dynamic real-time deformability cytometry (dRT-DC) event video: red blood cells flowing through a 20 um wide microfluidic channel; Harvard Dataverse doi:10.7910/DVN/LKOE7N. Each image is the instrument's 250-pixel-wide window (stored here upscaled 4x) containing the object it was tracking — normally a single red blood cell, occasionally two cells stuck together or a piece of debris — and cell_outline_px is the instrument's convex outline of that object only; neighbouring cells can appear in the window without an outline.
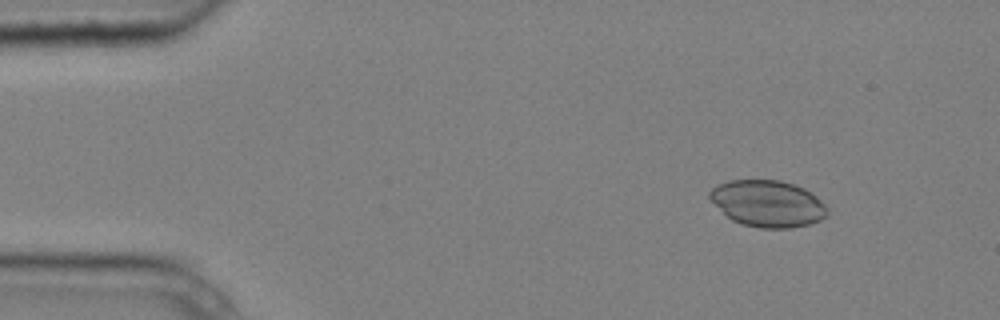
{"species": "common noctule bat (a hibernating species)", "species_latin": "Nyctalus noctula", "temperature_condition": "cold", "stored_images_in_passage": 7, "camera_frame_rate_fps": 3000, "um_per_image_px": 0.085, "animal": {"sex": "male", "body_mass_g": 20.4}, "frame": {"image": 1, "passage_image": 2, "time_ms": 0.333, "image_size_px": [1000, 320], "cell_outline_px": [[828, 212], [820, 220], [808, 224], [792, 228], [760, 228], [740, 224], [732, 220], [708, 196], [708, 192], [716, 184], [728, 180], [780, 180], [804, 188], [812, 192], [828, 208]], "centroid_in_image_um": [65.25, 17.3], "position_along_channel_um": 19.7, "area_um2": 31.85}}
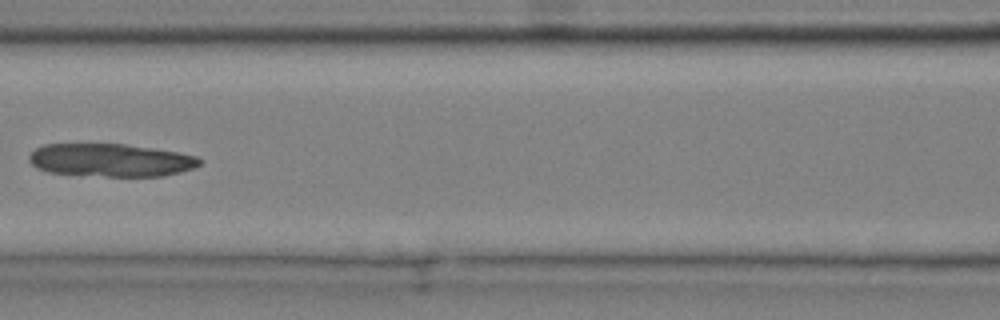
{"frame": {"image": 2, "passage_image": 7, "time_ms": 2.0, "image_size_px": [1000, 320], "cell_outline_px": [[200, 164], [192, 168], [180, 172], [164, 176], [108, 176], [48, 172], [36, 168], [28, 160], [28, 156], [36, 148], [44, 144], [124, 144], [180, 152], [196, 156], [200, 160]], "centroid_in_image_um": [9.39, 13.61], "position_along_channel_um": 157.2, "area_um2": 32.6}}